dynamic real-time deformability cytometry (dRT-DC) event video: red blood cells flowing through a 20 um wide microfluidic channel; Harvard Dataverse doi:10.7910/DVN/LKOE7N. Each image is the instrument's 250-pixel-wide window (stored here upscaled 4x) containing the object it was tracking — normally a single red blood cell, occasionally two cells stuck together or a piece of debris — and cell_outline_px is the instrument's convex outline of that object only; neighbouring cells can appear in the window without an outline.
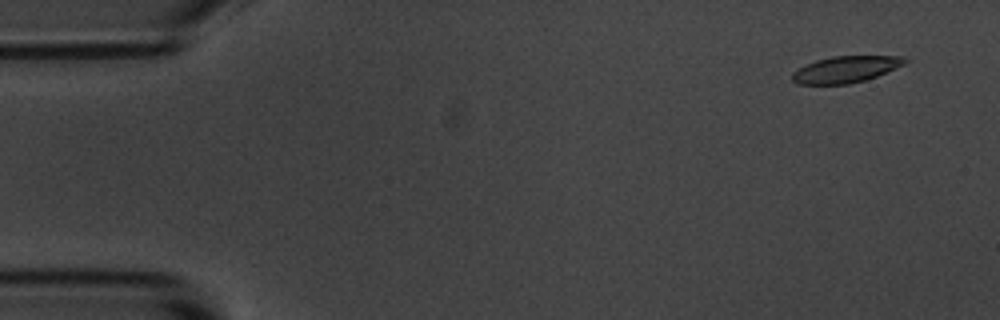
{"species": "common noctule bat (a hibernating species)", "species_latin": "Nyctalus noctula", "temperature_condition": "room temperature", "stored_images_in_passage": 56, "camera_frame_rate_fps": 3000, "um_per_image_px": 0.085, "animal": {"sex": "male", "body_mass_g": 20.1, "forearm_length_mm": 53.5}, "frame": {"image": 1, "passage_image": 4, "time_ms": 1.0, "image_size_px": [1000, 320], "cell_outline_px": [[908, 60], [904, 64], [876, 76], [864, 80], [848, 84], [796, 84], [792, 80], [792, 72], [816, 60], [832, 56], [904, 56]], "centroid_in_image_um": [71.87, 5.89], "position_along_channel_um": 13.1, "area_um2": 17.17}}
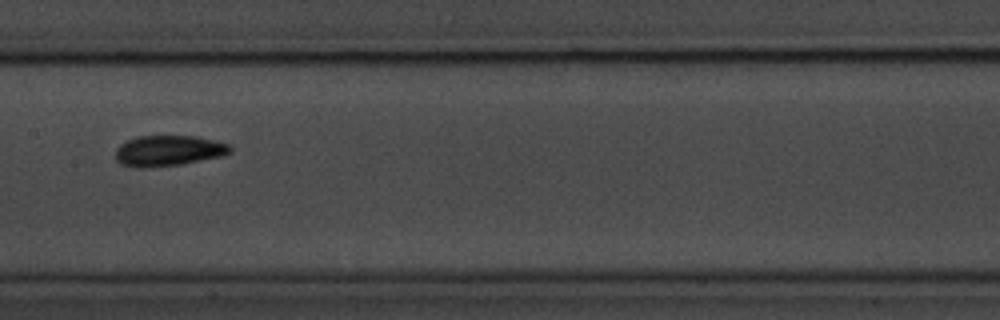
{"frame": {"image": 2, "passage_image": 28, "time_ms": 9.0, "image_size_px": [1000, 320], "cell_outline_px": [[232, 152], [220, 156], [180, 164], [140, 168], [132, 168], [120, 164], [116, 160], [116, 148], [120, 144], [136, 136], [196, 136], [228, 144], [232, 148]], "centroid_in_image_um": [14.26, 12.81], "position_along_channel_um": 193.1, "area_um2": 20.4}}
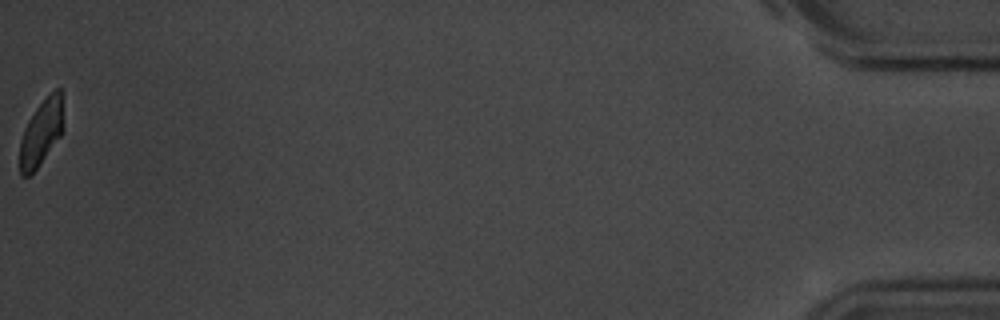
{"frame": {"image": 3, "passage_image": 56, "time_ms": 18.333, "image_size_px": [1000, 320], "cell_outline_px": [[64, 128], [60, 136], [36, 168], [28, 176], [20, 176], [20, 140], [24, 128], [28, 120], [36, 108], [56, 88], [60, 88]], "centroid_in_image_um": [3.5, 11.27], "position_along_channel_um": 431.7, "area_um2": 16.42}, "authors_computed_cell_mechanics": {"area_um2": 18.785, "velocity_mm_per_s": 3.6222, "shape_relaxation_time_tau1_ms": 3.7757, "shape_relaxation_time_tau2_ms": 4.567, "deformation_change_tau1": 0.1462, "deformation_change_tau2": 0.1162}}